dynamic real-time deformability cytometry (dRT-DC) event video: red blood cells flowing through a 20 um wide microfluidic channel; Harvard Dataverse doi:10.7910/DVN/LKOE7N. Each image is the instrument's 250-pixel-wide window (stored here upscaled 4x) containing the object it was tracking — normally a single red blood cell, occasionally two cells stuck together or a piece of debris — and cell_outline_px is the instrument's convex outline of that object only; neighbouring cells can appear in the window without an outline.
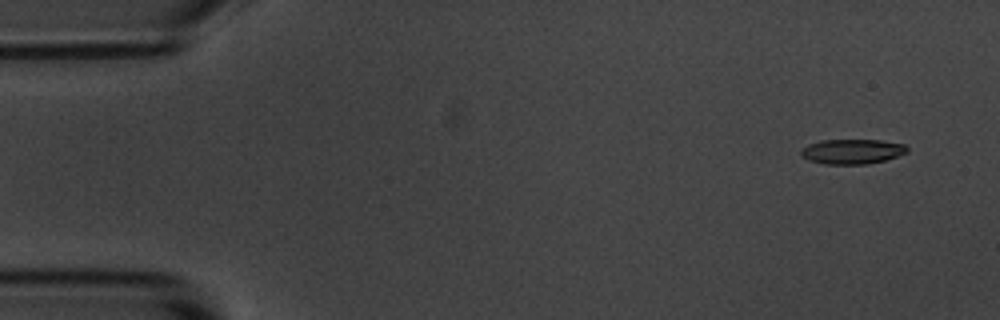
{"species": "common noctule bat (a hibernating species)", "species_latin": "Nyctalus noctula", "temperature_condition": "room temperature", "stored_images_in_passage": 8, "camera_frame_rate_fps": 3000, "um_per_image_px": 0.085, "animal": {"sex": "male", "body_mass_g": 20.1, "forearm_length_mm": 53.5}, "frame": {"image": 1, "passage_image": 1, "time_ms": 0.0, "image_size_px": [1000, 320], "cell_outline_px": [[908, 152], [884, 160], [868, 164], [824, 164], [808, 160], [800, 156], [800, 152], [808, 144], [820, 140], [880, 140], [904, 144], [908, 148]], "centroid_in_image_um": [72.41, 12.88], "position_along_channel_um": 12.6, "area_um2": 15.37}}
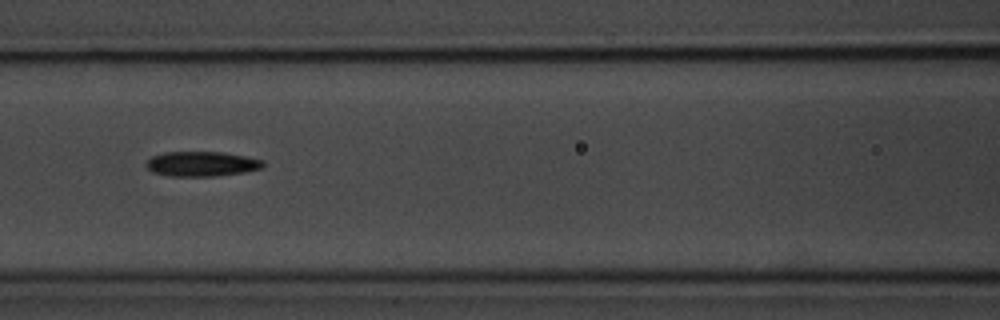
{"frame": {"image": 2, "passage_image": 7, "time_ms": 6.667, "image_size_px": [1000, 320], "cell_outline_px": [[264, 164], [260, 168], [244, 172], [216, 176], [168, 176], [152, 172], [144, 164], [152, 156], [164, 152], [224, 152], [264, 160]], "centroid_in_image_um": [17.11, 13.93], "position_along_channel_um": 149.5, "area_um2": 16.94}}
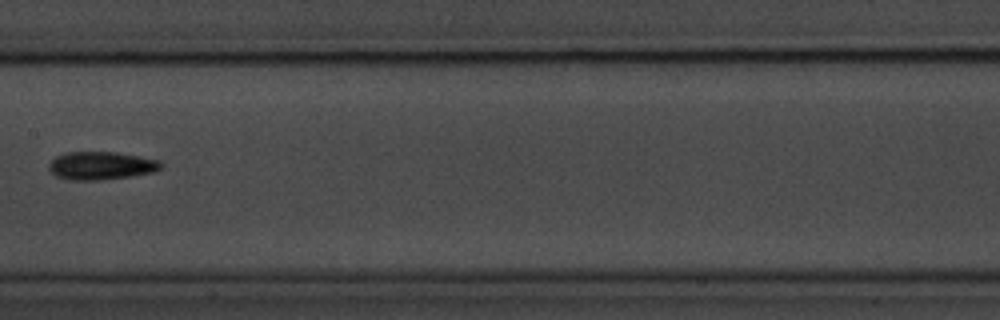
{"frame": {"image": 3, "passage_image": 8, "time_ms": 8.0, "image_size_px": [1000, 320], "cell_outline_px": [[164, 164], [156, 172], [104, 180], [68, 180], [56, 176], [48, 168], [48, 164], [56, 156], [64, 152], [116, 152], [160, 160]], "centroid_in_image_um": [8.6, 14.08], "position_along_channel_um": 198.8, "area_um2": 18.5}}